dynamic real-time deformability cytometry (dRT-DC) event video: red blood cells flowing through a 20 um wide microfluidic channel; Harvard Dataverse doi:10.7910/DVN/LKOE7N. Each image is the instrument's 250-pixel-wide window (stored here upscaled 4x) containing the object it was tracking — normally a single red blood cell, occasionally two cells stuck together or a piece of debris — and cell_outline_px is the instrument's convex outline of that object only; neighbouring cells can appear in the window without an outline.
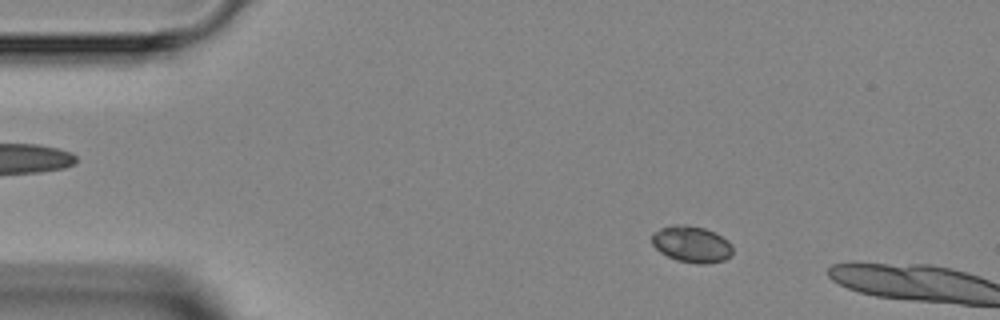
{"species": "Egyptian fruit bat (a non-hibernating species)", "species_latin": "Rousettus aegyptiacus", "temperature_condition": "room temperature", "stored_images_in_passage": 2, "camera_frame_rate_fps": 3000, "um_per_image_px": 0.085, "animal": {"sex": "female"}, "frame": {"image": 1, "passage_image": 1, "time_ms": 0.0, "image_size_px": [1000, 320], "cell_outline_px": [[732, 256], [724, 260], [704, 264], [696, 264], [676, 260], [660, 252], [652, 244], [652, 232], [660, 228], [672, 224], [688, 224], [704, 228], [716, 232], [728, 240], [732, 244]], "centroid_in_image_um": [58.79, 20.74], "position_along_channel_um": 26.2, "area_um2": 17.51}}